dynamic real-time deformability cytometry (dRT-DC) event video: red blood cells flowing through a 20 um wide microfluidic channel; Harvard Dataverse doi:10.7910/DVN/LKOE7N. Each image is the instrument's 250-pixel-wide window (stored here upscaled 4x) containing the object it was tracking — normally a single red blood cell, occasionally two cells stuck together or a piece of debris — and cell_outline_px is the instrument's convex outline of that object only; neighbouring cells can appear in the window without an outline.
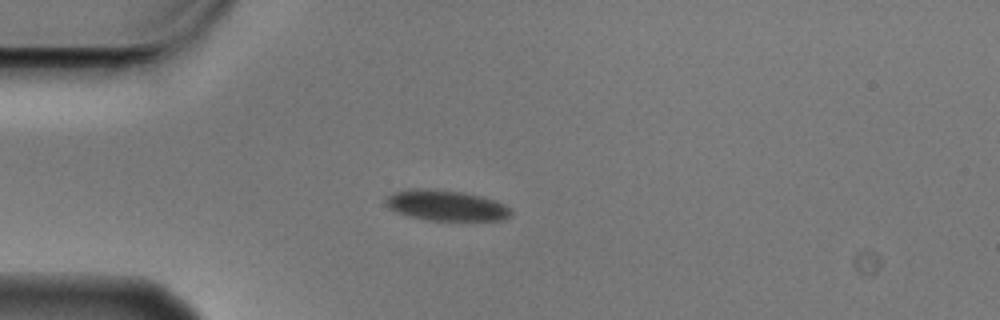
{"species": "Egyptian fruit bat (a non-hibernating species)", "species_latin": "Rousettus aegyptiacus", "temperature_condition": "cold", "stored_images_in_passage": 7, "camera_frame_rate_fps": 3000, "um_per_image_px": 0.085, "animal": {"sex": "male"}, "frame": {"image": 1, "passage_image": 3, "time_ms": 0.667, "image_size_px": [1000, 320], "cell_outline_px": [[512, 216], [500, 220], [428, 220], [408, 216], [396, 212], [388, 208], [384, 200], [392, 192], [408, 188], [436, 188], [464, 192], [480, 196], [504, 204], [512, 212]], "centroid_in_image_um": [37.86, 17.44], "position_along_channel_um": 47.1, "area_um2": 22.54}}
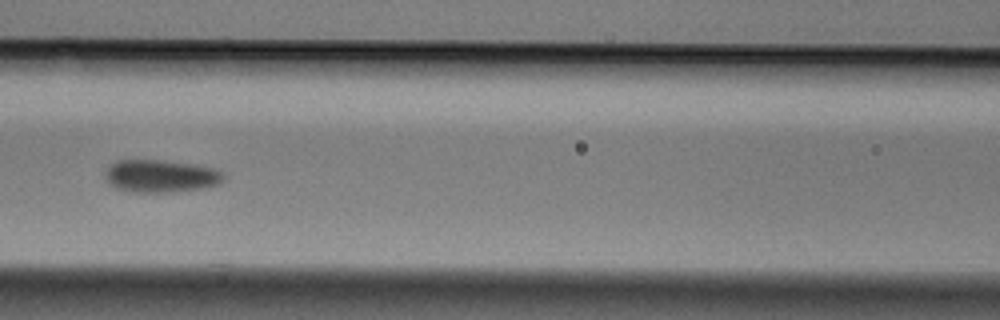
{"frame": {"image": 2, "passage_image": 6, "time_ms": 1.667, "image_size_px": [1000, 320], "cell_outline_px": [[224, 176], [216, 184], [196, 188], [156, 192], [144, 192], [120, 188], [112, 184], [108, 180], [108, 168], [116, 160], [156, 160], [192, 164], [212, 168], [224, 172]], "centroid_in_image_um": [13.68, 14.93], "position_along_channel_um": 152.9, "area_um2": 21.21}}
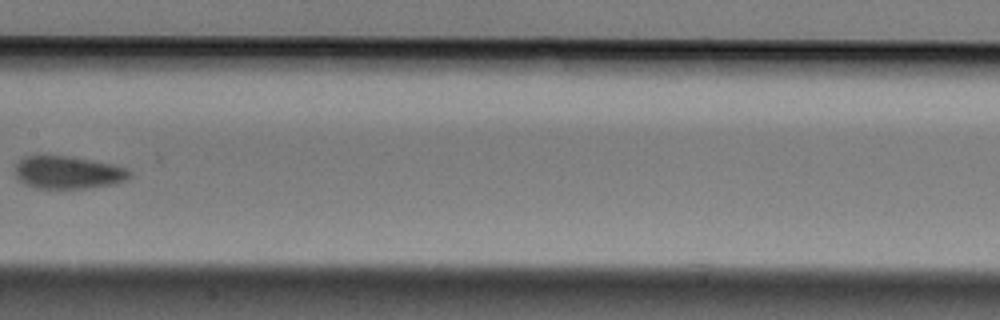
{"frame": {"image": 3, "passage_image": 7, "time_ms": 2.0, "image_size_px": [1000, 320], "cell_outline_px": [[132, 176], [124, 180], [108, 184], [80, 188], [40, 188], [28, 184], [20, 180], [16, 176], [16, 164], [24, 156], [68, 156], [112, 164], [128, 168], [132, 172]], "centroid_in_image_um": [5.8, 14.64], "position_along_channel_um": 201.6, "area_um2": 21.27}}